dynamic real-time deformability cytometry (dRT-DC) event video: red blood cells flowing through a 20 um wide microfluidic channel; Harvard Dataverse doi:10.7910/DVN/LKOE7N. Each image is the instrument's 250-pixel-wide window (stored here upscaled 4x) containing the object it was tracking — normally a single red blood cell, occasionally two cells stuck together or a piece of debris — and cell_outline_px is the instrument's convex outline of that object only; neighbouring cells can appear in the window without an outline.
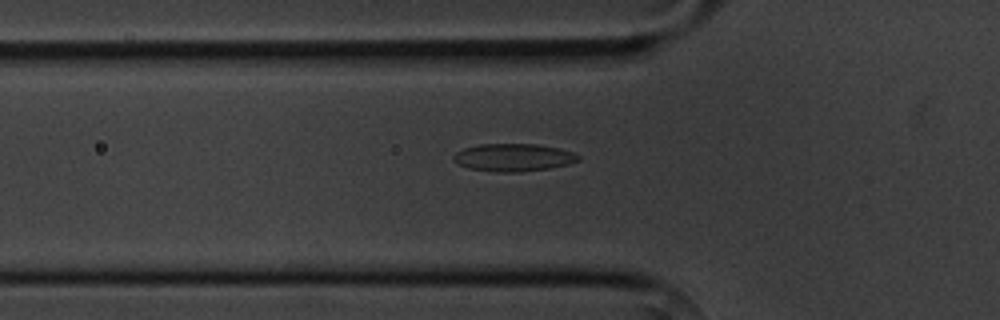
{"species": "common noctule bat (a hibernating species)", "species_latin": "Nyctalus noctula", "temperature_condition": "cold", "stored_images_in_passage": 7, "camera_frame_rate_fps": 3000, "um_per_image_px": 0.085, "animal": {"sex": "male", "body_mass_g": 20.1, "forearm_length_mm": 53.5}, "frame": {"image": 1, "passage_image": 7, "time_ms": 8.0, "image_size_px": [1000, 320], "cell_outline_px": [[580, 160], [568, 164], [548, 168], [520, 172], [500, 172], [468, 168], [452, 160], [452, 156], [456, 152], [464, 148], [480, 144], [536, 144], [560, 148], [572, 152], [580, 156]], "centroid_in_image_um": [43.64, 13.38], "position_along_channel_um": 82.2, "area_um2": 20.06}}